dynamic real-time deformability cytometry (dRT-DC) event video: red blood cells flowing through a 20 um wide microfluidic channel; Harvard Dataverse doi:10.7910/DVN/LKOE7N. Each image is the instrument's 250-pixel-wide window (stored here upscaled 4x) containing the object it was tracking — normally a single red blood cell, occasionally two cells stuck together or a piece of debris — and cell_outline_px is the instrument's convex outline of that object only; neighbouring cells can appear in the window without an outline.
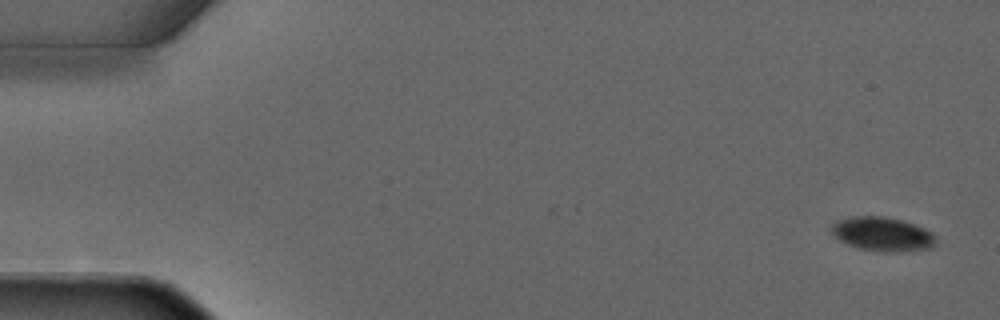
{"species": "common noctule bat (a hibernating species)", "species_latin": "Nyctalus noctula", "temperature_condition": "warm", "stored_images_in_passage": 4, "camera_frame_rate_fps": 3000, "um_per_image_px": 0.085, "animal": {"sex": "male", "forearm_length_mm": 52.5}, "frame": {"image": 1, "passage_image": 1, "time_ms": 0.0, "image_size_px": [1000, 320], "cell_outline_px": [[936, 236], [932, 248], [900, 252], [884, 252], [860, 248], [848, 244], [840, 240], [832, 232], [832, 224], [836, 220], [852, 216], [884, 216], [900, 220], [924, 228], [932, 232]], "centroid_in_image_um": [75.02, 19.9], "position_along_channel_um": 10.0, "area_um2": 20.58}}
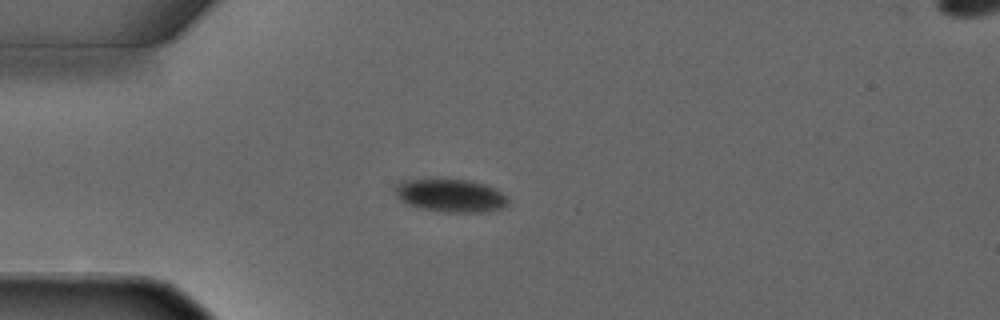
{"frame": {"image": 2, "passage_image": 3, "time_ms": 3.333, "image_size_px": [1000, 320], "cell_outline_px": [[508, 204], [500, 208], [484, 212], [444, 212], [424, 208], [408, 204], [400, 200], [396, 196], [392, 188], [400, 180], [428, 176], [468, 180], [484, 184], [500, 192], [508, 200]], "centroid_in_image_um": [38.17, 16.56], "position_along_channel_um": 46.8, "area_um2": 22.37}}